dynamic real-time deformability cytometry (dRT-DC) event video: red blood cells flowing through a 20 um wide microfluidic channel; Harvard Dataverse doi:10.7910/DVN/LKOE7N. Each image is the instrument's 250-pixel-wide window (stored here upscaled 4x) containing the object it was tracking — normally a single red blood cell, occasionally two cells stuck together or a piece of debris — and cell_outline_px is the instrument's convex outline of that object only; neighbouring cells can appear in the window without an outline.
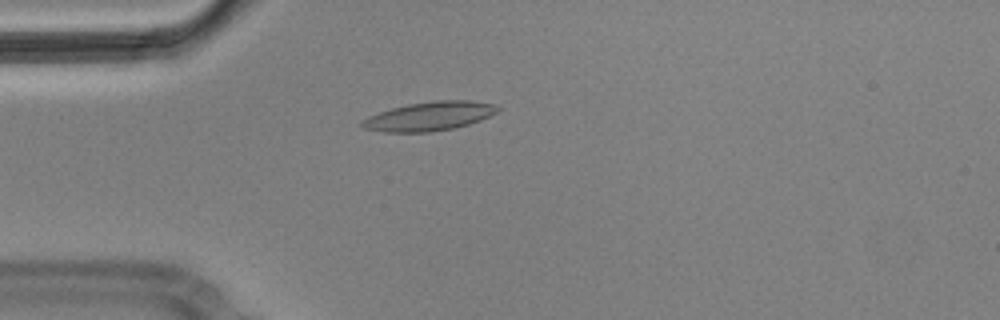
{"species": "Egyptian fruit bat (a non-hibernating species)", "species_latin": "Rousettus aegyptiacus", "temperature_condition": "cold", "stored_images_in_passage": 5, "camera_frame_rate_fps": 3000, "um_per_image_px": 0.085, "animal": {"sex": "male"}, "frame": {"image": 1, "passage_image": 4, "time_ms": 1.0, "image_size_px": [1000, 320], "cell_outline_px": [[500, 108], [496, 112], [480, 120], [468, 124], [452, 128], [432, 132], [384, 132], [364, 128], [360, 124], [368, 116], [392, 108], [408, 104], [436, 100], [468, 100], [496, 104]], "centroid_in_image_um": [36.51, 9.87], "position_along_channel_um": 48.5, "area_um2": 22.66}}